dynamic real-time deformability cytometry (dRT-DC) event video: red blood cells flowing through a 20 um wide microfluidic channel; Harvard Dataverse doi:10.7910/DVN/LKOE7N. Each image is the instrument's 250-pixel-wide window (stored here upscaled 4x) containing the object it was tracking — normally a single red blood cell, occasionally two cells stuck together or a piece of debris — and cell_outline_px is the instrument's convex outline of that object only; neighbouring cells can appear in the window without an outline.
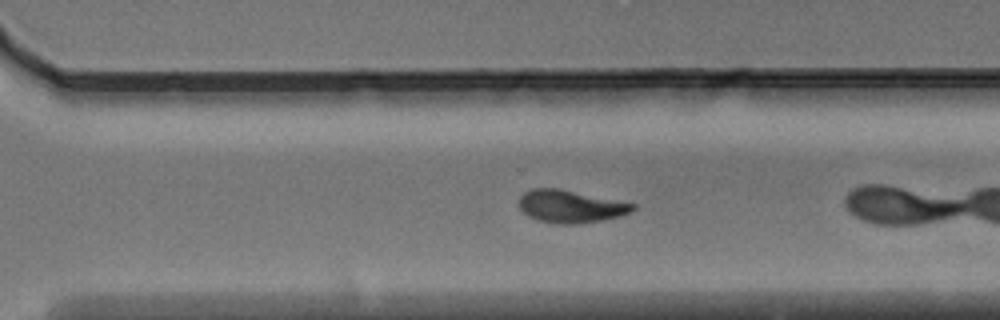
{"species": "Egyptian fruit bat (a non-hibernating species)", "species_latin": "Rousettus aegyptiacus", "temperature_condition": "warm", "stored_images_in_passage": 21, "camera_frame_rate_fps": 3000, "um_per_image_px": 0.085, "animal": {"sex": "male"}, "frame": {"image": 1, "passage_image": 17, "time_ms": 5.333, "image_size_px": [1000, 320], "cell_outline_px": [[636, 208], [632, 212], [620, 216], [600, 220], [572, 224], [560, 224], [540, 220], [528, 216], [520, 208], [520, 196], [524, 192], [532, 188], [556, 188], [636, 204]], "centroid_in_image_um": [48.5, 17.54], "position_along_channel_um": 322.1, "area_um2": 21.21}}
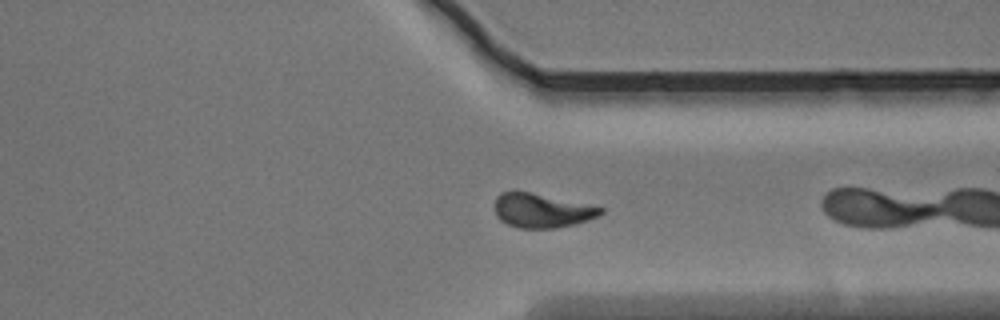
{"frame": {"image": 2, "passage_image": 20, "time_ms": 6.333, "image_size_px": [1000, 320], "cell_outline_px": [[604, 212], [588, 220], [556, 228], [520, 228], [508, 224], [500, 220], [496, 216], [496, 196], [500, 192], [528, 192], [604, 208]], "centroid_in_image_um": [46.02, 17.91], "position_along_channel_um": 365.4, "area_um2": 20.52}}